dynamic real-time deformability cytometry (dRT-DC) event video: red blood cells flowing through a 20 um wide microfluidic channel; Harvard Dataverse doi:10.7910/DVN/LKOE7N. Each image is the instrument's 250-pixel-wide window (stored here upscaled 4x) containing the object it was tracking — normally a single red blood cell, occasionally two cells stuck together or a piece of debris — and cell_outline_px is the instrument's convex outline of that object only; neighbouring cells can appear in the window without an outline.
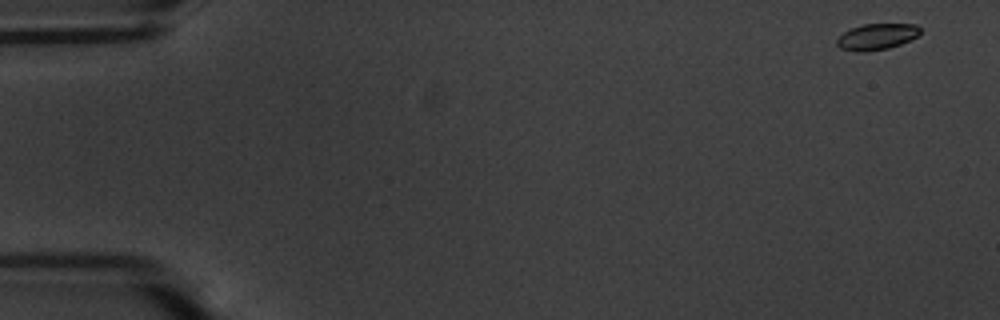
{"species": "common noctule bat (a hibernating species)", "species_latin": "Nyctalus noctula", "temperature_condition": "warm", "stored_images_in_passage": 56, "camera_frame_rate_fps": 3000, "um_per_image_px": 0.085, "animal": {"sex": "male", "body_mass_g": 20.1, "forearm_length_mm": 53.5}, "frame": {"image": 1, "passage_image": 1, "time_ms": 0.0, "image_size_px": [1000, 320], "cell_outline_px": [[920, 32], [916, 36], [900, 44], [888, 48], [864, 52], [856, 52], [840, 48], [836, 44], [836, 40], [844, 32], [852, 28], [864, 24], [916, 24], [920, 28]], "centroid_in_image_um": [74.5, 3.12], "position_along_channel_um": 10.5, "area_um2": 12.54}}
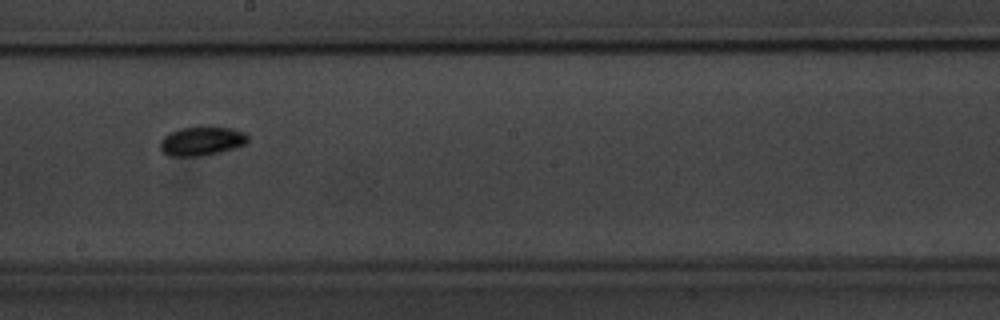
{"frame": {"image": 2, "passage_image": 31, "time_ms": 10.0, "image_size_px": [1000, 320], "cell_outline_px": [[248, 144], [220, 152], [200, 156], [168, 156], [160, 148], [160, 140], [164, 136], [180, 128], [232, 128], [244, 132], [248, 136]], "centroid_in_image_um": [17.16, 12.01], "position_along_channel_um": 231.0, "area_um2": 14.57}}
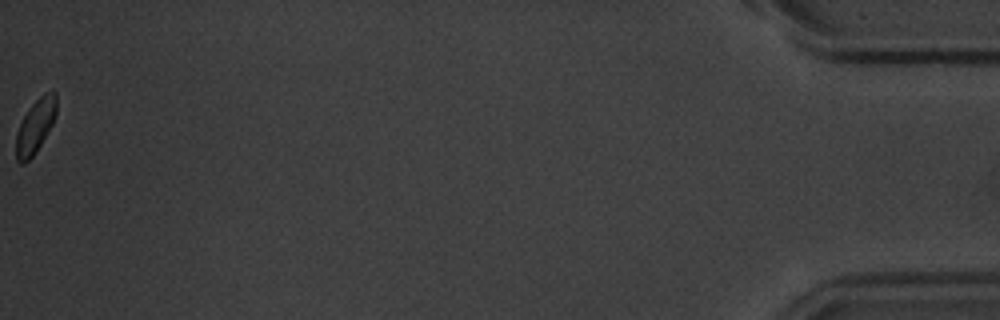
{"frame": {"image": 3, "passage_image": 56, "time_ms": 18.333, "image_size_px": [1000, 320], "cell_outline_px": [[56, 116], [52, 124], [40, 144], [32, 156], [24, 164], [20, 164], [16, 160], [16, 136], [20, 124], [24, 116], [32, 104], [44, 92], [56, 92]], "centroid_in_image_um": [3.0, 10.72], "position_along_channel_um": 432.2, "area_um2": 12.37}, "authors_computed_cell_mechanics": {"area_um2": 13.583, "velocity_mm_per_s": 3.5722, "shape_relaxation_time_tau1_ms": 6.3228, "shape_relaxation_time_tau2_ms": null, "deformation_change_tau1": 0.1696, "deformation_change_tau2": null}}